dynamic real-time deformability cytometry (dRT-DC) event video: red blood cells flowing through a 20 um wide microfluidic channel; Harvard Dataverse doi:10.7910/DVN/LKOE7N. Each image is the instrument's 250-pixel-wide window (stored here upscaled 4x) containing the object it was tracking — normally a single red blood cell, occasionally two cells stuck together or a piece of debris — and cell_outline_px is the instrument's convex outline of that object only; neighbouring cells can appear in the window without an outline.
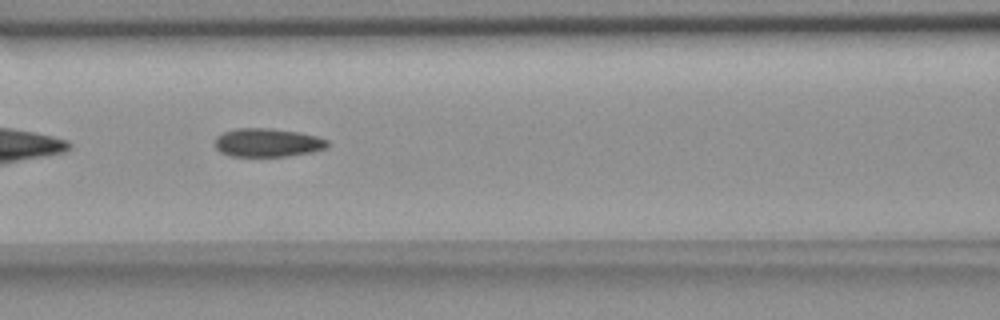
{"species": "common noctule bat (a hibernating species)", "species_latin": "Nyctalus noctula", "temperature_condition": "room temperature", "stored_images_in_passage": 40, "camera_frame_rate_fps": 3000, "um_per_image_px": 0.085, "animal": {"sex": "female", "body_mass_g": 18.4}, "frame": {"image": 1, "passage_image": 8, "time_ms": 2.333, "image_size_px": [1000, 320], "cell_outline_px": [[328, 144], [324, 148], [312, 152], [288, 156], [232, 156], [220, 152], [216, 148], [216, 136], [224, 132], [236, 128], [272, 128], [300, 132], [316, 136], [328, 140]], "centroid_in_image_um": [22.74, 12.11], "position_along_channel_um": 143.9, "area_um2": 18.67}}
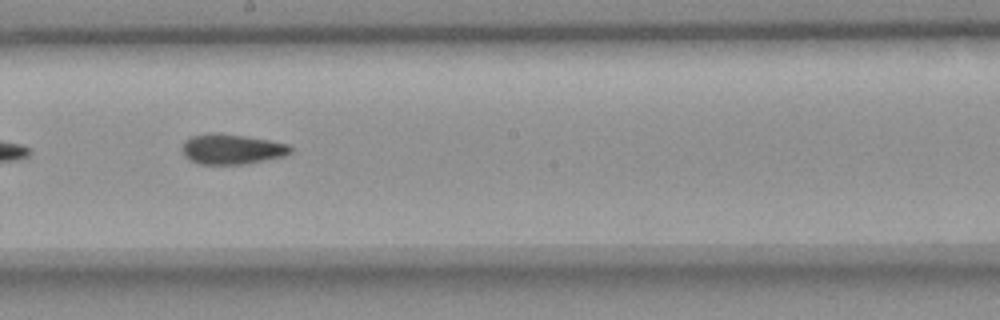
{"frame": {"image": 2, "passage_image": 15, "time_ms": 4.667, "image_size_px": [1000, 320], "cell_outline_px": [[292, 152], [284, 156], [248, 164], [200, 164], [188, 160], [184, 156], [180, 148], [184, 140], [192, 136], [208, 132], [216, 132], [244, 136], [268, 140], [288, 144], [292, 148]], "centroid_in_image_um": [19.65, 12.68], "position_along_channel_um": 228.5, "area_um2": 19.36}}
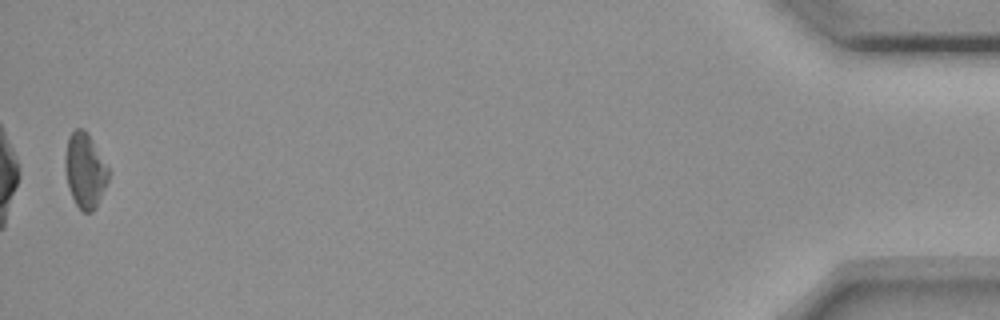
{"frame": {"image": 3, "passage_image": 39, "time_ms": 12.667, "image_size_px": [1000, 320], "cell_outline_px": [[108, 180], [96, 208], [92, 212], [84, 212], [76, 204], [68, 188], [64, 168], [64, 156], [68, 136], [76, 128], [84, 128], [108, 168]], "centroid_in_image_um": [7.19, 14.5], "position_along_channel_um": 428.0, "area_um2": 18.73}, "authors_computed_cell_mechanics": {"area_um2": 18.9873, "velocity_mm_per_s": 3.6468, "shape_relaxation_time_tau1_ms": 8.1493, "shape_relaxation_time_tau2_ms": 4.5409, "deformation_change_tau1": 0.1201, "deformation_change_tau2": 0.1176}}